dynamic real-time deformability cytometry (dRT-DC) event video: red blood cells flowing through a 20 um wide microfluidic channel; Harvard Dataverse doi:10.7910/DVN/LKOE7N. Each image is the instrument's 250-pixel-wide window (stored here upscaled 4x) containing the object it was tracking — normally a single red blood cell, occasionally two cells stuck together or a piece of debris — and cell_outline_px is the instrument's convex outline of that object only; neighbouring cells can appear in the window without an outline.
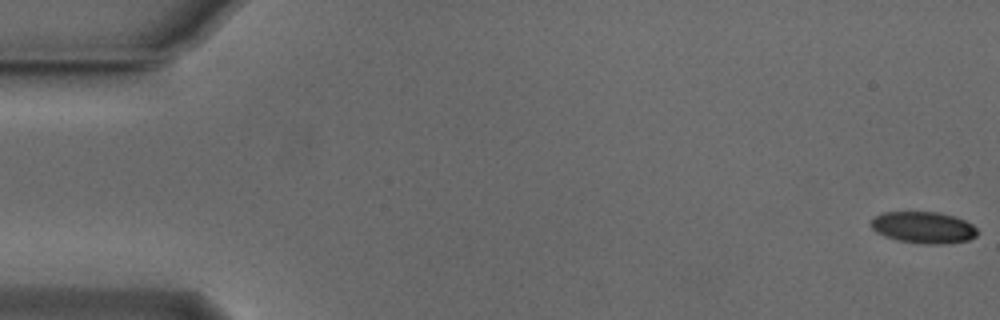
{"species": "Egyptian fruit bat (a non-hibernating species)", "species_latin": "Rousettus aegyptiacus", "temperature_condition": "cold", "stored_images_in_passage": 54, "camera_frame_rate_fps": 3000, "um_per_image_px": 0.085, "animal": {"sex": "male"}, "frame": {"image": 1, "passage_image": 1, "time_ms": 0.0, "image_size_px": [1000, 320], "cell_outline_px": [[980, 232], [976, 236], [968, 240], [940, 244], [928, 244], [900, 240], [884, 236], [876, 232], [872, 228], [872, 220], [876, 216], [884, 212], [940, 212], [956, 216], [972, 224]], "centroid_in_image_um": [78.54, 19.32], "position_along_channel_um": 6.5, "area_um2": 19.48}}
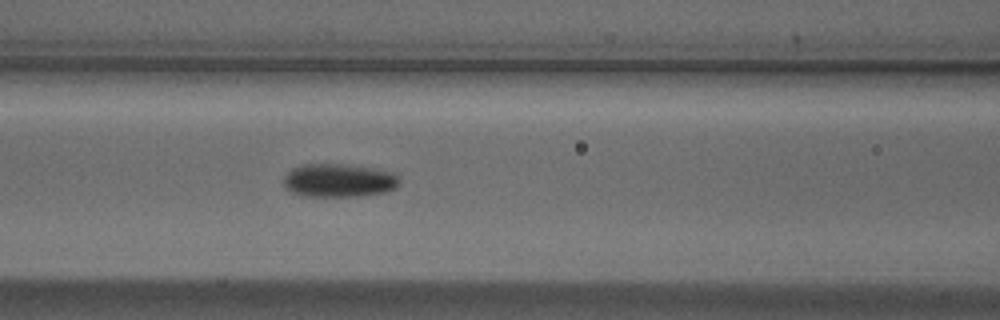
{"frame": {"image": 2, "passage_image": 23, "time_ms": 7.333, "image_size_px": [1000, 320], "cell_outline_px": [[400, 184], [396, 188], [388, 192], [360, 196], [300, 196], [292, 192], [284, 184], [284, 176], [292, 168], [304, 164], [340, 164], [376, 168], [392, 172], [400, 176]], "centroid_in_image_um": [28.86, 15.34], "position_along_channel_um": 137.7, "area_um2": 22.77}}
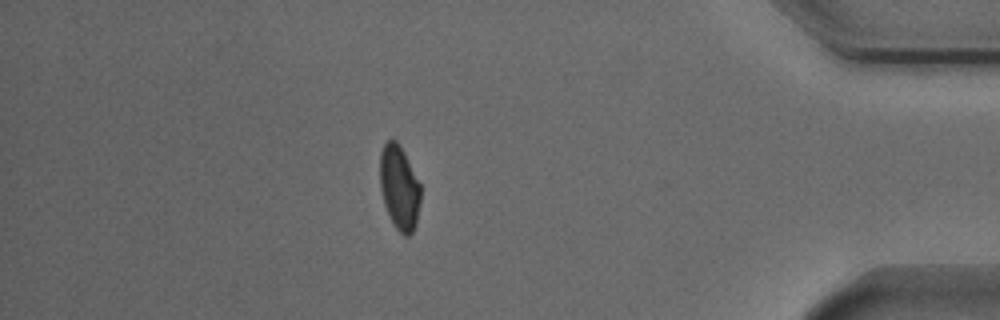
{"frame": {"image": 3, "passage_image": 47, "time_ms": 15.333, "image_size_px": [1000, 320], "cell_outline_px": [[420, 200], [416, 224], [412, 232], [408, 236], [404, 236], [396, 228], [384, 204], [380, 188], [380, 152], [384, 144], [388, 140], [396, 140], [404, 152], [420, 184]], "centroid_in_image_um": [33.94, 15.94], "position_along_channel_um": 401.3, "area_um2": 19.77}, "authors_computed_cell_mechanics": {"area_um2": 21.0392, "velocity_mm_per_s": 3.8373, "shape_relaxation_time_tau1_ms": 4.9294, "shape_relaxation_time_tau2_ms": 2.2573, "deformation_change_tau1": 0.1202, "deformation_change_tau2": 0.0603}}